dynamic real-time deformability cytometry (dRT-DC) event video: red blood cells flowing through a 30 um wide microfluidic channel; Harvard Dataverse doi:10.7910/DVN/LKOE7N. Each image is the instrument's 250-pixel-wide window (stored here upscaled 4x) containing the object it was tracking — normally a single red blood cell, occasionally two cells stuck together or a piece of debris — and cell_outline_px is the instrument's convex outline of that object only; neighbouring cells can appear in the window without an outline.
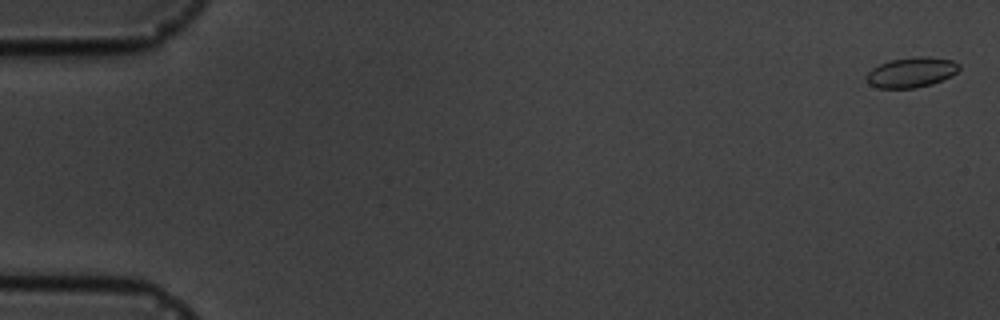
{"species": "common noctule bat (a hibernating species)", "species_latin": "Nyctalus noctula", "temperature_condition": "cold", "stored_images_in_passage": 9, "camera_frame_rate_fps": 3000, "um_per_image_px": 0.085, "animal": {"sex": "male", "body_mass_g": 19.5, "forearm_length_mm": 54.6}, "frame": {"image": 1, "passage_image": 1, "time_ms": 0.0, "image_size_px": [1000, 320], "cell_outline_px": [[960, 68], [952, 76], [932, 84], [916, 88], [880, 88], [868, 84], [864, 76], [872, 68], [880, 64], [892, 60], [920, 56], [928, 56], [952, 60], [960, 64]], "centroid_in_image_um": [77.47, 6.15], "position_along_channel_um": 7.5, "area_um2": 16.36}}
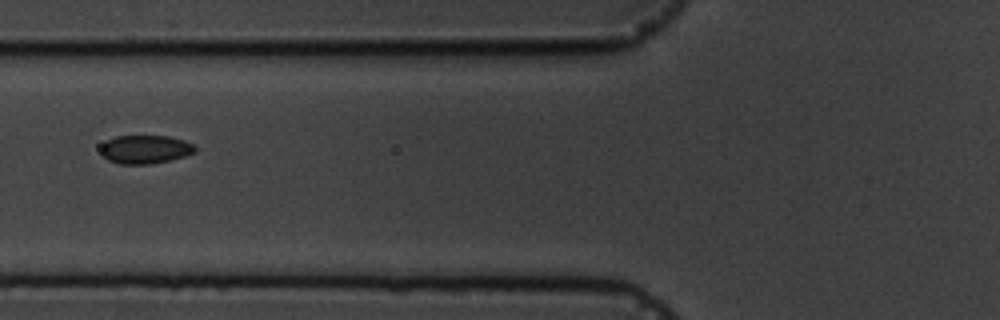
{"frame": {"image": 2, "passage_image": 7, "time_ms": 7.0, "image_size_px": [1000, 320], "cell_outline_px": [[196, 152], [172, 160], [152, 164], [120, 164], [108, 160], [100, 152], [100, 148], [108, 140], [116, 136], [168, 136], [184, 140], [192, 144], [196, 148]], "centroid_in_image_um": [12.36, 12.7], "position_along_channel_um": 113.4, "area_um2": 15.66}}
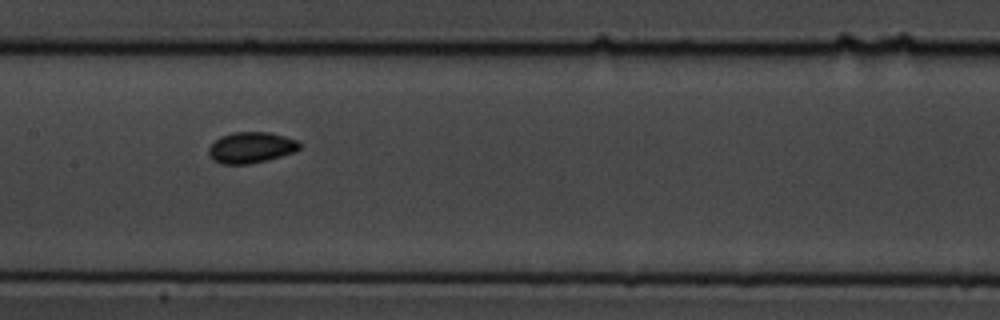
{"frame": {"image": 3, "passage_image": 9, "time_ms": 9.0, "image_size_px": [1000, 320], "cell_outline_px": [[300, 148], [296, 152], [268, 160], [248, 164], [224, 164], [212, 160], [208, 152], [208, 148], [220, 136], [232, 132], [268, 132], [284, 136], [296, 140], [300, 144]], "centroid_in_image_um": [21.34, 12.54], "position_along_channel_um": 186.1, "area_um2": 16.47}}